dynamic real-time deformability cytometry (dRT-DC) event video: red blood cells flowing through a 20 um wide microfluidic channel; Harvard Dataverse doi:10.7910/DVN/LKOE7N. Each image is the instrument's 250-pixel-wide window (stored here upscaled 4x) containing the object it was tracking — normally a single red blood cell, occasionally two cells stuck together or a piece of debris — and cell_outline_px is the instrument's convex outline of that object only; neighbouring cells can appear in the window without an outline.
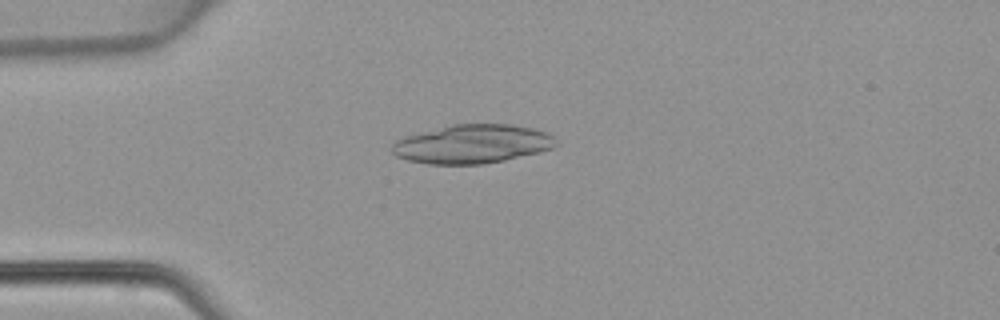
{"species": "common noctule bat (a hibernating species)", "species_latin": "Nyctalus noctula", "temperature_condition": "warm", "stored_images_in_passage": 47, "camera_frame_rate_fps": 3000, "um_per_image_px": 0.085, "animal": {"sex": "female", "body_mass_g": 22.7, "forearm_length_mm": 54.2}, "frame": {"image": 1, "passage_image": 12, "time_ms": 3.667, "image_size_px": [1000, 320], "cell_outline_px": [[556, 144], [552, 148], [540, 152], [504, 160], [484, 164], [428, 164], [408, 160], [396, 156], [392, 152], [392, 144], [396, 140], [404, 136], [452, 124], [512, 124], [532, 128], [548, 132], [556, 140]], "centroid_in_image_um": [40.14, 12.24], "position_along_channel_um": 44.9, "area_um2": 37.11}}
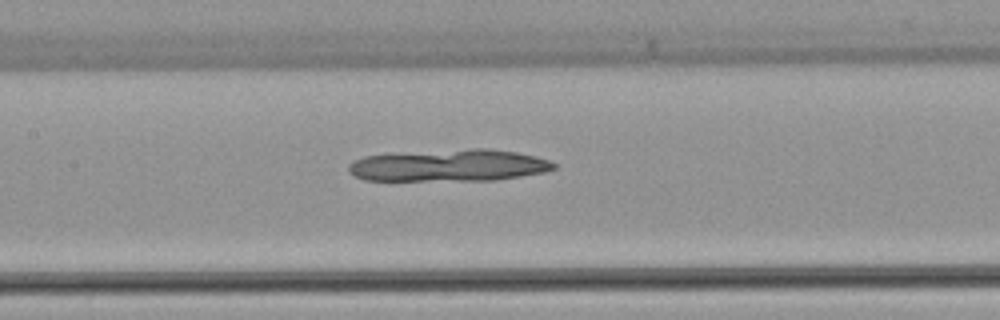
{"frame": {"image": 2, "passage_image": 22, "time_ms": 7.0, "image_size_px": [1000, 320], "cell_outline_px": [[556, 168], [544, 172], [496, 180], [364, 180], [348, 172], [348, 164], [352, 160], [364, 156], [472, 148], [484, 148], [516, 152], [536, 156], [548, 160], [556, 164]], "centroid_in_image_um": [38.18, 14.06], "position_along_channel_um": 169.2, "area_um2": 37.97}}